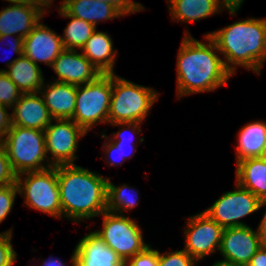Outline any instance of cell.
Here are the masks:
<instances>
[{"instance_id":"484cf974","label":"cell","mask_w":266,"mask_h":266,"mask_svg":"<svg viewBox=\"0 0 266 266\" xmlns=\"http://www.w3.org/2000/svg\"><path fill=\"white\" fill-rule=\"evenodd\" d=\"M129 188V189H128ZM131 188L126 186L125 184H122V186L117 187L110 181V178H108L107 182V211L112 212L115 214L121 215L123 213V210L133 209L136 205H138L136 198V195L134 197L129 195V191ZM133 191V190H132ZM136 197V198H135Z\"/></svg>"},{"instance_id":"4316f807","label":"cell","mask_w":266,"mask_h":266,"mask_svg":"<svg viewBox=\"0 0 266 266\" xmlns=\"http://www.w3.org/2000/svg\"><path fill=\"white\" fill-rule=\"evenodd\" d=\"M125 131V128H124V130H123V128L121 129V131H118L117 133L115 132V133H113L114 135H113V138L114 139H112L111 140V142H109V144H108V142H106L105 144H104V146H105V152H106V155L108 154V157L110 156L111 158H110V164L111 165H113V166H116L117 165V163L118 164H120V162L121 161H123V160H127L126 158L129 156L130 157V153H128V154H125V148H126V146H127V141H129V143L131 142V139L130 138H126L124 135H123V132ZM125 133V132H124ZM124 137L126 138V139H124ZM129 147H131V146H129ZM128 148V147H127ZM115 154H117V155H119V156H121V161H118V162H115ZM121 154V155H120ZM132 154V153H131ZM114 155V156H113ZM115 157V158H114Z\"/></svg>"},{"instance_id":"74e56055","label":"cell","mask_w":266,"mask_h":266,"mask_svg":"<svg viewBox=\"0 0 266 266\" xmlns=\"http://www.w3.org/2000/svg\"><path fill=\"white\" fill-rule=\"evenodd\" d=\"M12 35H1L0 36V41H3L4 39L10 37ZM12 44H9L10 47L12 48V50L17 53L19 56L23 55V49H24V38L20 37L19 35L14 39L13 42H11ZM8 45V46H9Z\"/></svg>"},{"instance_id":"cb8c5ba5","label":"cell","mask_w":266,"mask_h":266,"mask_svg":"<svg viewBox=\"0 0 266 266\" xmlns=\"http://www.w3.org/2000/svg\"><path fill=\"white\" fill-rule=\"evenodd\" d=\"M169 4L171 18L175 21L192 22L207 18L219 10L217 0H167ZM220 8V9H219Z\"/></svg>"},{"instance_id":"ac0fdd59","label":"cell","mask_w":266,"mask_h":266,"mask_svg":"<svg viewBox=\"0 0 266 266\" xmlns=\"http://www.w3.org/2000/svg\"><path fill=\"white\" fill-rule=\"evenodd\" d=\"M44 91L39 92L47 106L51 117L56 119H72L75 110L77 86L57 82L48 85L46 88L43 85ZM46 88V90H45Z\"/></svg>"},{"instance_id":"d590c367","label":"cell","mask_w":266,"mask_h":266,"mask_svg":"<svg viewBox=\"0 0 266 266\" xmlns=\"http://www.w3.org/2000/svg\"><path fill=\"white\" fill-rule=\"evenodd\" d=\"M247 266H266V246L256 251Z\"/></svg>"},{"instance_id":"3957f363","label":"cell","mask_w":266,"mask_h":266,"mask_svg":"<svg viewBox=\"0 0 266 266\" xmlns=\"http://www.w3.org/2000/svg\"><path fill=\"white\" fill-rule=\"evenodd\" d=\"M206 35L226 58L224 66L232 75L235 65L260 72L266 59V19H245Z\"/></svg>"},{"instance_id":"ba28073f","label":"cell","mask_w":266,"mask_h":266,"mask_svg":"<svg viewBox=\"0 0 266 266\" xmlns=\"http://www.w3.org/2000/svg\"><path fill=\"white\" fill-rule=\"evenodd\" d=\"M101 215L103 228L94 232L124 263L149 246L143 241L141 228L130 217L108 211Z\"/></svg>"},{"instance_id":"1f68e13d","label":"cell","mask_w":266,"mask_h":266,"mask_svg":"<svg viewBox=\"0 0 266 266\" xmlns=\"http://www.w3.org/2000/svg\"><path fill=\"white\" fill-rule=\"evenodd\" d=\"M17 175L13 171L5 148L0 141V186L16 183Z\"/></svg>"},{"instance_id":"b9f144b4","label":"cell","mask_w":266,"mask_h":266,"mask_svg":"<svg viewBox=\"0 0 266 266\" xmlns=\"http://www.w3.org/2000/svg\"><path fill=\"white\" fill-rule=\"evenodd\" d=\"M213 266H243V265H238V264H235V263H230V262H227V261H217L213 264Z\"/></svg>"},{"instance_id":"e575fe53","label":"cell","mask_w":266,"mask_h":266,"mask_svg":"<svg viewBox=\"0 0 266 266\" xmlns=\"http://www.w3.org/2000/svg\"><path fill=\"white\" fill-rule=\"evenodd\" d=\"M6 108L9 107L0 104V141L5 137L7 131L11 128V115L8 114Z\"/></svg>"},{"instance_id":"f35d334b","label":"cell","mask_w":266,"mask_h":266,"mask_svg":"<svg viewBox=\"0 0 266 266\" xmlns=\"http://www.w3.org/2000/svg\"><path fill=\"white\" fill-rule=\"evenodd\" d=\"M217 2L220 7H226L230 14L235 15V12L240 8V5L244 2V0H217Z\"/></svg>"},{"instance_id":"8992f818","label":"cell","mask_w":266,"mask_h":266,"mask_svg":"<svg viewBox=\"0 0 266 266\" xmlns=\"http://www.w3.org/2000/svg\"><path fill=\"white\" fill-rule=\"evenodd\" d=\"M113 74H101L96 80L77 86L72 120L86 132L96 123H108Z\"/></svg>"},{"instance_id":"83f0119b","label":"cell","mask_w":266,"mask_h":266,"mask_svg":"<svg viewBox=\"0 0 266 266\" xmlns=\"http://www.w3.org/2000/svg\"><path fill=\"white\" fill-rule=\"evenodd\" d=\"M21 95L22 92L5 72H0V104L10 109L19 100Z\"/></svg>"},{"instance_id":"ab89813d","label":"cell","mask_w":266,"mask_h":266,"mask_svg":"<svg viewBox=\"0 0 266 266\" xmlns=\"http://www.w3.org/2000/svg\"><path fill=\"white\" fill-rule=\"evenodd\" d=\"M266 205V199L261 200L259 208ZM258 234L262 243V246H266V212L262 218L260 225L258 226Z\"/></svg>"},{"instance_id":"7a4b0ae2","label":"cell","mask_w":266,"mask_h":266,"mask_svg":"<svg viewBox=\"0 0 266 266\" xmlns=\"http://www.w3.org/2000/svg\"><path fill=\"white\" fill-rule=\"evenodd\" d=\"M63 216L90 219L107 211L108 179L75 164L57 166Z\"/></svg>"},{"instance_id":"e0dca14e","label":"cell","mask_w":266,"mask_h":266,"mask_svg":"<svg viewBox=\"0 0 266 266\" xmlns=\"http://www.w3.org/2000/svg\"><path fill=\"white\" fill-rule=\"evenodd\" d=\"M44 12L32 5L13 4L0 11V36L19 33L25 38L40 22Z\"/></svg>"},{"instance_id":"d6986e66","label":"cell","mask_w":266,"mask_h":266,"mask_svg":"<svg viewBox=\"0 0 266 266\" xmlns=\"http://www.w3.org/2000/svg\"><path fill=\"white\" fill-rule=\"evenodd\" d=\"M9 70H0L12 80L17 88L26 93H39L43 89V75L38 64L22 55L8 63Z\"/></svg>"},{"instance_id":"836d02e7","label":"cell","mask_w":266,"mask_h":266,"mask_svg":"<svg viewBox=\"0 0 266 266\" xmlns=\"http://www.w3.org/2000/svg\"><path fill=\"white\" fill-rule=\"evenodd\" d=\"M105 2L116 7L123 15L141 11L144 7L133 0H96Z\"/></svg>"},{"instance_id":"44dd1931","label":"cell","mask_w":266,"mask_h":266,"mask_svg":"<svg viewBox=\"0 0 266 266\" xmlns=\"http://www.w3.org/2000/svg\"><path fill=\"white\" fill-rule=\"evenodd\" d=\"M237 183L256 195L266 199V156L247 158L237 163Z\"/></svg>"},{"instance_id":"60d3db41","label":"cell","mask_w":266,"mask_h":266,"mask_svg":"<svg viewBox=\"0 0 266 266\" xmlns=\"http://www.w3.org/2000/svg\"><path fill=\"white\" fill-rule=\"evenodd\" d=\"M42 266H66L61 260L58 259H49L48 261H44Z\"/></svg>"},{"instance_id":"6da1fadb","label":"cell","mask_w":266,"mask_h":266,"mask_svg":"<svg viewBox=\"0 0 266 266\" xmlns=\"http://www.w3.org/2000/svg\"><path fill=\"white\" fill-rule=\"evenodd\" d=\"M209 43H202L185 35L177 57V97L192 93L213 91L232 77L222 58L215 54L217 45L209 35Z\"/></svg>"},{"instance_id":"603a6c76","label":"cell","mask_w":266,"mask_h":266,"mask_svg":"<svg viewBox=\"0 0 266 266\" xmlns=\"http://www.w3.org/2000/svg\"><path fill=\"white\" fill-rule=\"evenodd\" d=\"M237 163L247 159L266 156V123L254 121L246 124L238 134L236 146Z\"/></svg>"},{"instance_id":"d6a6232c","label":"cell","mask_w":266,"mask_h":266,"mask_svg":"<svg viewBox=\"0 0 266 266\" xmlns=\"http://www.w3.org/2000/svg\"><path fill=\"white\" fill-rule=\"evenodd\" d=\"M125 266H159L158 250H153L147 246L143 251L131 257Z\"/></svg>"},{"instance_id":"277c9868","label":"cell","mask_w":266,"mask_h":266,"mask_svg":"<svg viewBox=\"0 0 266 266\" xmlns=\"http://www.w3.org/2000/svg\"><path fill=\"white\" fill-rule=\"evenodd\" d=\"M158 95L152 88L134 84L113 73L108 123L112 126L128 125L126 129L131 127L133 132H140L139 125L147 117Z\"/></svg>"},{"instance_id":"4fadbf2b","label":"cell","mask_w":266,"mask_h":266,"mask_svg":"<svg viewBox=\"0 0 266 266\" xmlns=\"http://www.w3.org/2000/svg\"><path fill=\"white\" fill-rule=\"evenodd\" d=\"M77 50L64 49L52 64L59 77L57 82L84 85L96 80L102 73Z\"/></svg>"},{"instance_id":"2e32d148","label":"cell","mask_w":266,"mask_h":266,"mask_svg":"<svg viewBox=\"0 0 266 266\" xmlns=\"http://www.w3.org/2000/svg\"><path fill=\"white\" fill-rule=\"evenodd\" d=\"M11 124L44 131L54 120L45 105L44 99L37 93L22 94L12 107Z\"/></svg>"},{"instance_id":"d4e9b609","label":"cell","mask_w":266,"mask_h":266,"mask_svg":"<svg viewBox=\"0 0 266 266\" xmlns=\"http://www.w3.org/2000/svg\"><path fill=\"white\" fill-rule=\"evenodd\" d=\"M59 13L65 18H70L71 21L64 29V37L62 36V42L65 49L76 50L82 49L86 41L96 30V27L84 20L76 18L68 14L61 6Z\"/></svg>"},{"instance_id":"30bf717a","label":"cell","mask_w":266,"mask_h":266,"mask_svg":"<svg viewBox=\"0 0 266 266\" xmlns=\"http://www.w3.org/2000/svg\"><path fill=\"white\" fill-rule=\"evenodd\" d=\"M87 132L78 126L72 119H56V124H49L44 129L46 153L51 152L53 156L51 165L74 164L77 159L75 152L79 138Z\"/></svg>"},{"instance_id":"9a60e30c","label":"cell","mask_w":266,"mask_h":266,"mask_svg":"<svg viewBox=\"0 0 266 266\" xmlns=\"http://www.w3.org/2000/svg\"><path fill=\"white\" fill-rule=\"evenodd\" d=\"M71 261L72 266H125L122 259L95 232L79 241Z\"/></svg>"},{"instance_id":"5bb4252c","label":"cell","mask_w":266,"mask_h":266,"mask_svg":"<svg viewBox=\"0 0 266 266\" xmlns=\"http://www.w3.org/2000/svg\"><path fill=\"white\" fill-rule=\"evenodd\" d=\"M23 45L24 56L35 64H38V61L50 67L58 55L65 49L61 37L39 22L24 38Z\"/></svg>"},{"instance_id":"f546056e","label":"cell","mask_w":266,"mask_h":266,"mask_svg":"<svg viewBox=\"0 0 266 266\" xmlns=\"http://www.w3.org/2000/svg\"><path fill=\"white\" fill-rule=\"evenodd\" d=\"M19 193L17 183L0 186V223L8 216Z\"/></svg>"},{"instance_id":"52a82bcc","label":"cell","mask_w":266,"mask_h":266,"mask_svg":"<svg viewBox=\"0 0 266 266\" xmlns=\"http://www.w3.org/2000/svg\"><path fill=\"white\" fill-rule=\"evenodd\" d=\"M24 177V183L22 175ZM19 194L24 196L25 204L50 216L62 217L57 166L42 171L25 172L17 175Z\"/></svg>"},{"instance_id":"8fae6325","label":"cell","mask_w":266,"mask_h":266,"mask_svg":"<svg viewBox=\"0 0 266 266\" xmlns=\"http://www.w3.org/2000/svg\"><path fill=\"white\" fill-rule=\"evenodd\" d=\"M187 222L185 230V251L198 260L219 250L224 228L201 212Z\"/></svg>"},{"instance_id":"5b68a950","label":"cell","mask_w":266,"mask_h":266,"mask_svg":"<svg viewBox=\"0 0 266 266\" xmlns=\"http://www.w3.org/2000/svg\"><path fill=\"white\" fill-rule=\"evenodd\" d=\"M5 136L1 142L16 175L53 167L50 162L48 166L41 164L49 159L46 156L44 131L11 125Z\"/></svg>"},{"instance_id":"8d00e7d4","label":"cell","mask_w":266,"mask_h":266,"mask_svg":"<svg viewBox=\"0 0 266 266\" xmlns=\"http://www.w3.org/2000/svg\"><path fill=\"white\" fill-rule=\"evenodd\" d=\"M10 3H14V4H25V5H32V6H36L38 8H40L43 12H45L46 10L43 7H50V5L52 4L51 2L53 0H6Z\"/></svg>"},{"instance_id":"9c48e42d","label":"cell","mask_w":266,"mask_h":266,"mask_svg":"<svg viewBox=\"0 0 266 266\" xmlns=\"http://www.w3.org/2000/svg\"><path fill=\"white\" fill-rule=\"evenodd\" d=\"M261 200L236 182V190L224 193L214 204L203 211L223 228L247 226L238 221L259 210Z\"/></svg>"},{"instance_id":"f1b7e54d","label":"cell","mask_w":266,"mask_h":266,"mask_svg":"<svg viewBox=\"0 0 266 266\" xmlns=\"http://www.w3.org/2000/svg\"><path fill=\"white\" fill-rule=\"evenodd\" d=\"M197 262L184 249L160 254L158 252L159 266H194Z\"/></svg>"},{"instance_id":"ffe728a7","label":"cell","mask_w":266,"mask_h":266,"mask_svg":"<svg viewBox=\"0 0 266 266\" xmlns=\"http://www.w3.org/2000/svg\"><path fill=\"white\" fill-rule=\"evenodd\" d=\"M112 45V39L107 33L95 30L81 52L102 74H113L117 53Z\"/></svg>"},{"instance_id":"4dcf8cb0","label":"cell","mask_w":266,"mask_h":266,"mask_svg":"<svg viewBox=\"0 0 266 266\" xmlns=\"http://www.w3.org/2000/svg\"><path fill=\"white\" fill-rule=\"evenodd\" d=\"M12 231L0 233V266H12L17 254L11 244Z\"/></svg>"},{"instance_id":"7402d4cb","label":"cell","mask_w":266,"mask_h":266,"mask_svg":"<svg viewBox=\"0 0 266 266\" xmlns=\"http://www.w3.org/2000/svg\"><path fill=\"white\" fill-rule=\"evenodd\" d=\"M61 7L70 15L96 27L97 22L124 16L116 7L96 0H64Z\"/></svg>"},{"instance_id":"7c38bea8","label":"cell","mask_w":266,"mask_h":266,"mask_svg":"<svg viewBox=\"0 0 266 266\" xmlns=\"http://www.w3.org/2000/svg\"><path fill=\"white\" fill-rule=\"evenodd\" d=\"M262 247L258 231L249 226L224 228L219 251L223 261L247 266L256 251Z\"/></svg>"}]
</instances>
